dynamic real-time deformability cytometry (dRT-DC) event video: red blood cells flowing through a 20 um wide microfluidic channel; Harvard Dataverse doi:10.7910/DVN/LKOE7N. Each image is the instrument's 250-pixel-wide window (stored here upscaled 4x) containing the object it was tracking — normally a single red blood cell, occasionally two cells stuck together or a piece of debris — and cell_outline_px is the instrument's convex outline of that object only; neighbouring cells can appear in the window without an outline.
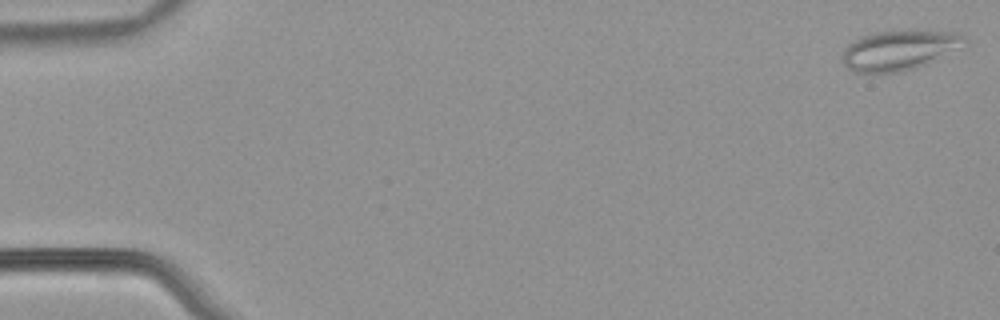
{"species": "common noctule bat (a hibernating species)", "species_latin": "Nyctalus noctula", "temperature_condition": "warm", "stored_images_in_passage": 8, "camera_frame_rate_fps": 3000, "um_per_image_px": 0.085, "animal": {"sex": "male", "body_mass_g": 21.5, "forearm_length_mm": 52.0}, "frame": {"image": 1, "passage_image": 1, "time_ms": 0.0, "image_size_px": [1000, 320], "cell_outline_px": [[968, 44], [924, 64], [900, 72], [856, 72], [848, 68], [844, 64], [844, 48], [848, 44], [860, 36], [876, 32], [956, 32], [964, 36], [968, 40]], "centroid_in_image_um": [76.43, 4.27], "position_along_channel_um": 8.6, "area_um2": 27.51}}